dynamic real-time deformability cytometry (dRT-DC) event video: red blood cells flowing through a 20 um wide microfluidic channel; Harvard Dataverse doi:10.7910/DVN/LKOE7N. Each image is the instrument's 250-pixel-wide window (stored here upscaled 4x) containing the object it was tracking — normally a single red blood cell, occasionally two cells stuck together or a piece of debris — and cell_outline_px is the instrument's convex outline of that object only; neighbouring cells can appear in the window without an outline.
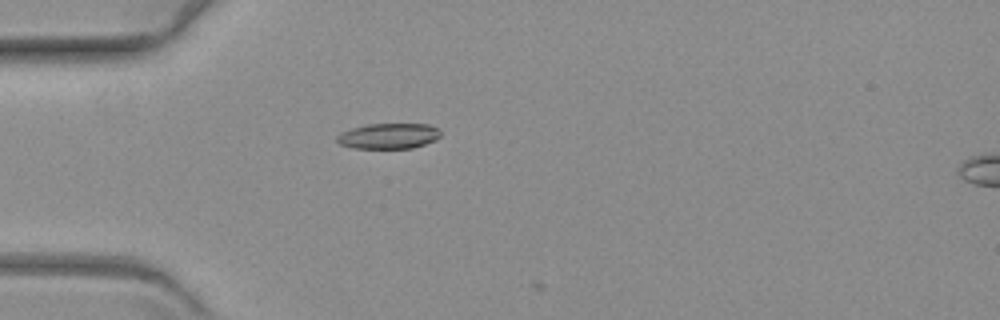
{"species": "common noctule bat (a hibernating species)", "species_latin": "Nyctalus noctula", "temperature_condition": "warm", "stored_images_in_passage": 2, "camera_frame_rate_fps": 3000, "um_per_image_px": 0.085, "animal": {"sex": "female", "body_mass_g": 19.3, "forearm_length_mm": 54.1}, "frame": {"image": 1, "passage_image": 1, "time_ms": 0.0, "image_size_px": [1000, 320], "cell_outline_px": [[440, 136], [436, 140], [412, 148], [352, 148], [340, 144], [336, 140], [336, 136], [340, 132], [352, 128], [368, 124], [428, 124], [440, 128]], "centroid_in_image_um": [33.03, 11.55], "position_along_channel_um": 52.0, "area_um2": 15.49}}